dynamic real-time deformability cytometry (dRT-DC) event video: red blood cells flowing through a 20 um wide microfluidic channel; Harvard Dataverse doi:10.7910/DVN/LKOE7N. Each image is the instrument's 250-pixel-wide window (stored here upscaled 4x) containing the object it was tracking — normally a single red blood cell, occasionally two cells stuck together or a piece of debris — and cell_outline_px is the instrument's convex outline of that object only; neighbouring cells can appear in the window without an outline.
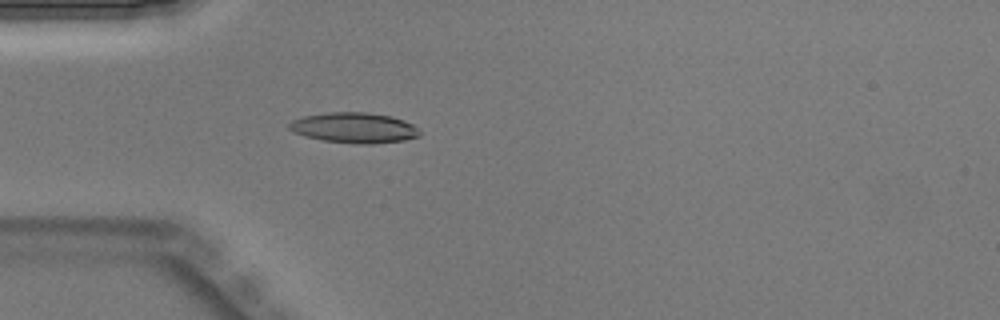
{"species": "Egyptian fruit bat (a non-hibernating species)", "species_latin": "Rousettus aegyptiacus", "temperature_condition": "warm", "stored_images_in_passage": 42, "camera_frame_rate_fps": 3000, "um_per_image_px": 0.085, "animal": {"sex": "male"}, "frame": {"image": 1, "passage_image": 11, "time_ms": 3.333, "image_size_px": [1000, 320], "cell_outline_px": [[420, 136], [404, 140], [372, 144], [356, 144], [324, 140], [304, 136], [288, 128], [288, 124], [292, 120], [304, 116], [328, 112], [368, 112], [392, 116], [404, 120], [412, 124], [420, 132]], "centroid_in_image_um": [30.12, 10.85], "position_along_channel_um": 54.9, "area_um2": 23.12}}
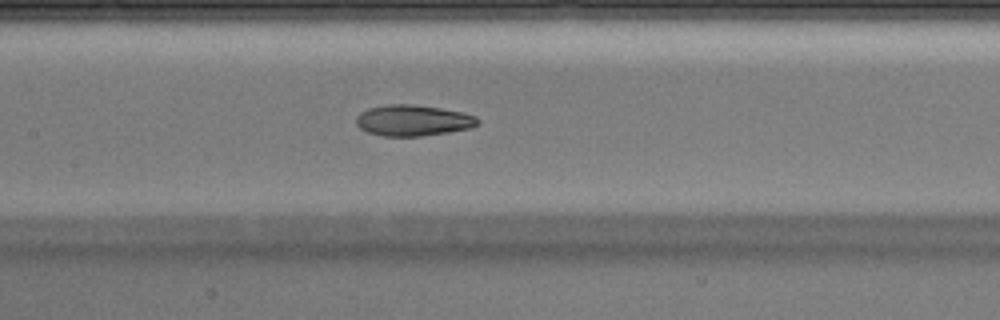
{"frame": {"image": 2, "passage_image": 19, "time_ms": 6.0, "image_size_px": [1000, 320], "cell_outline_px": [[480, 120], [472, 128], [448, 132], [420, 136], [380, 136], [368, 132], [360, 128], [356, 124], [356, 116], [360, 112], [368, 108], [388, 104], [412, 104], [440, 108], [464, 112], [476, 116]], "centroid_in_image_um": [35.1, 10.23], "position_along_channel_um": 172.3, "area_um2": 22.08}}
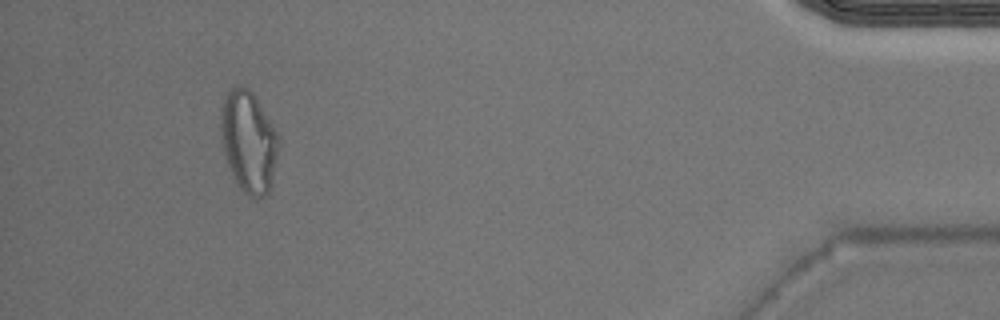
{"frame": {"image": 3, "passage_image": 39, "time_ms": 12.667, "image_size_px": [1000, 320], "cell_outline_px": [[280, 140], [268, 192], [264, 196], [252, 196], [244, 192], [236, 184], [224, 156], [220, 128], [220, 108], [224, 96], [236, 84], [248, 88], [252, 92], [280, 136]], "centroid_in_image_um": [21.1, 11.98], "position_along_channel_um": 414.1, "area_um2": 34.04}}